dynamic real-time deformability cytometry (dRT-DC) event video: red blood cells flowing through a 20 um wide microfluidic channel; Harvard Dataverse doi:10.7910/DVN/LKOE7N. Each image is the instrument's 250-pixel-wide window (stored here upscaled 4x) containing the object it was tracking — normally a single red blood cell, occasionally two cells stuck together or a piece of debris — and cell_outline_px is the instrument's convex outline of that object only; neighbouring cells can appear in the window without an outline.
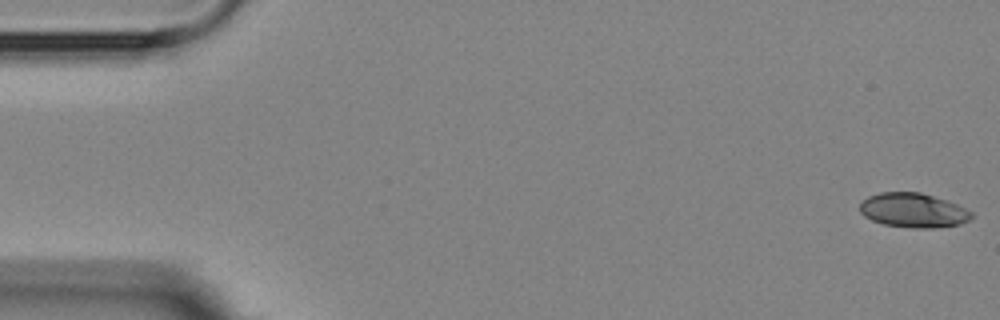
{"species": "Egyptian fruit bat (a non-hibernating species)", "species_latin": "Rousettus aegyptiacus", "temperature_condition": "room temperature", "stored_images_in_passage": 4, "camera_frame_rate_fps": 3000, "um_per_image_px": 0.085, "animal": {"sex": "female"}, "frame": {"image": 1, "passage_image": 1, "time_ms": 0.0, "image_size_px": [1000, 320], "cell_outline_px": [[972, 216], [968, 220], [960, 224], [932, 228], [912, 228], [884, 224], [872, 220], [864, 216], [860, 212], [860, 204], [868, 196], [880, 192], [920, 192], [956, 204], [972, 212]], "centroid_in_image_um": [77.59, 17.88], "position_along_channel_um": 7.4, "area_um2": 22.14}}